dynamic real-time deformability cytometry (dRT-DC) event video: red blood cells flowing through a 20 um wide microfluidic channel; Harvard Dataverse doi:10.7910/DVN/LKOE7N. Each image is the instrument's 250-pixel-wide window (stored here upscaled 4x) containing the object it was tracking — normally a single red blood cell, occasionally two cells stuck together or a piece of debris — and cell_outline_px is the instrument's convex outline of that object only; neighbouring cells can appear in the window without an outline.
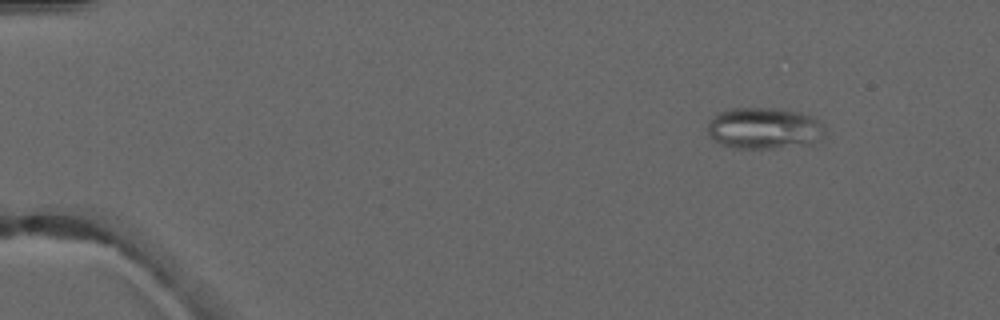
{"species": "common noctule bat (a hibernating species)", "species_latin": "Nyctalus noctula", "temperature_condition": "warm", "stored_images_in_passage": 5, "camera_frame_rate_fps": 3000, "um_per_image_px": 0.085, "animal": {"sex": "male", "forearm_length_mm": 52.5}, "frame": {"image": 1, "passage_image": 2, "time_ms": 1.333, "image_size_px": [1000, 320], "cell_outline_px": [[824, 136], [812, 144], [772, 148], [736, 148], [720, 144], [708, 136], [708, 120], [720, 112], [732, 108], [780, 108], [800, 112], [812, 116], [820, 120], [824, 124]], "centroid_in_image_um": [64.97, 10.9], "position_along_channel_um": 20.0, "area_um2": 28.67}}